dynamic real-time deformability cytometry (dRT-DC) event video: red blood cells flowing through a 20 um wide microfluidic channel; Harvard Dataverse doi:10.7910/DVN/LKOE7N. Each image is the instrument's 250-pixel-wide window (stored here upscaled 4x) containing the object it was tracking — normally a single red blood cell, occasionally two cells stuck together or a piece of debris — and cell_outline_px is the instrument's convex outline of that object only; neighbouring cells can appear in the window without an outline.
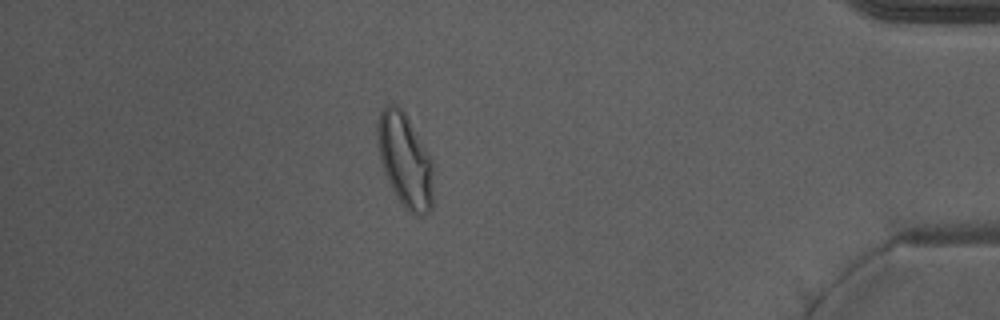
{"species": "Egyptian fruit bat (a non-hibernating species)", "species_latin": "Rousettus aegyptiacus", "temperature_condition": "warm", "stored_images_in_passage": 50, "camera_frame_rate_fps": 3000, "um_per_image_px": 0.085, "animal": {"sex": "male"}, "frame": {"image": 1, "passage_image": 43, "time_ms": 14.0, "image_size_px": [1000, 320], "cell_outline_px": [[432, 208], [424, 216], [416, 216], [408, 212], [404, 208], [396, 196], [384, 172], [380, 160], [376, 140], [376, 120], [380, 112], [388, 104], [396, 104], [404, 112], [428, 152], [432, 160]], "centroid_in_image_um": [34.4, 13.64], "position_along_channel_um": 400.8, "area_um2": 30.69}, "authors_computed_cell_mechanics": {"area_um2": 29.6803, "velocity_mm_per_s": 3.9436, "shape_relaxation_time_tau1_ms": null, "shape_relaxation_time_tau2_ms": 0.9598, "deformation_change_tau1": null, "deformation_change_tau2": 0.0653}}